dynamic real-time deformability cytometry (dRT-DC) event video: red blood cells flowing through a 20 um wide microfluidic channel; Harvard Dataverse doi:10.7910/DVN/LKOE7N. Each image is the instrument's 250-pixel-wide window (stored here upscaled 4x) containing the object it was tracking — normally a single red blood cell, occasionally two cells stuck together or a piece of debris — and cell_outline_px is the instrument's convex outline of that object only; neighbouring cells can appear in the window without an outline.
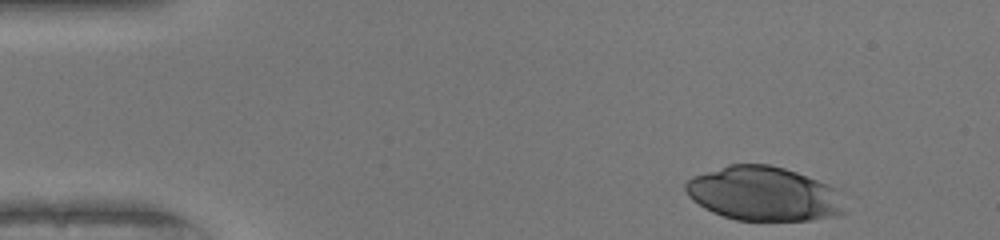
{"species": "human", "species_latin": "Homo sapiens", "temperature_condition": "warm", "stored_images_in_passage": 1, "camera_frame_rate_fps": 3000, "um_per_image_px": 0.085, "donor": {"sex": "female"}, "frame": {"image": 1, "passage_image": 1, "time_ms": 0.0, "image_size_px": [1000, 240], "cell_outline_px": [[848, 212], [836, 216], [808, 220], [736, 220], [712, 212], [704, 208], [692, 200], [688, 196], [684, 188], [684, 184], [692, 176], [728, 164], [768, 164], [784, 168], [796, 172], [828, 184], [836, 188], [840, 192]], "centroid_in_image_um": [64.94, 16.47], "position_along_channel_um": 20.1, "area_um2": 50.63}}